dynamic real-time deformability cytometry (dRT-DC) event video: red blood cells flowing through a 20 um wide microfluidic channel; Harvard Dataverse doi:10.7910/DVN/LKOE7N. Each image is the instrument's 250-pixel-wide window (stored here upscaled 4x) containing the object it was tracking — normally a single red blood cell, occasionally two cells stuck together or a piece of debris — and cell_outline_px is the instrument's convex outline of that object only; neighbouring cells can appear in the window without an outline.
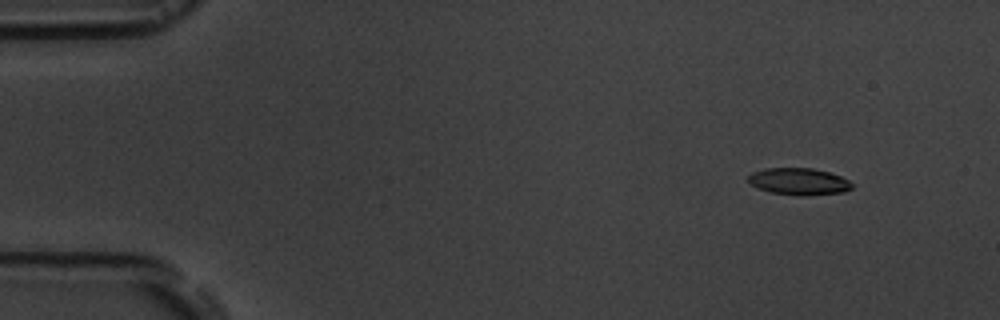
{"species": "common noctule bat (a hibernating species)", "species_latin": "Nyctalus noctula", "temperature_condition": "room temperature", "stored_images_in_passage": 5, "camera_frame_rate_fps": 3000, "um_per_image_px": 0.085, "animal": {"sex": "male", "body_mass_g": 19.5, "forearm_length_mm": 54.6}, "frame": {"image": 1, "passage_image": 2, "time_ms": 1.0, "image_size_px": [1000, 320], "cell_outline_px": [[852, 188], [844, 192], [800, 196], [772, 192], [756, 188], [748, 180], [748, 176], [752, 172], [764, 168], [812, 168], [828, 172], [840, 176], [848, 180], [852, 184]], "centroid_in_image_um": [67.89, 15.42], "position_along_channel_um": 17.1, "area_um2": 16.18}}
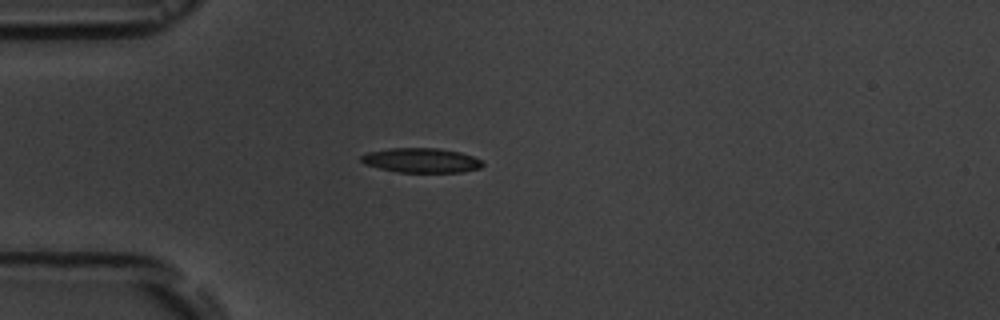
{"frame": {"image": 2, "passage_image": 5, "time_ms": 4.333, "image_size_px": [1000, 320], "cell_outline_px": [[484, 164], [480, 168], [464, 172], [396, 172], [364, 164], [360, 160], [360, 156], [368, 152], [388, 148], [436, 148], [460, 152], [484, 160]], "centroid_in_image_um": [35.82, 13.63], "position_along_channel_um": 49.2, "area_um2": 17.51}}